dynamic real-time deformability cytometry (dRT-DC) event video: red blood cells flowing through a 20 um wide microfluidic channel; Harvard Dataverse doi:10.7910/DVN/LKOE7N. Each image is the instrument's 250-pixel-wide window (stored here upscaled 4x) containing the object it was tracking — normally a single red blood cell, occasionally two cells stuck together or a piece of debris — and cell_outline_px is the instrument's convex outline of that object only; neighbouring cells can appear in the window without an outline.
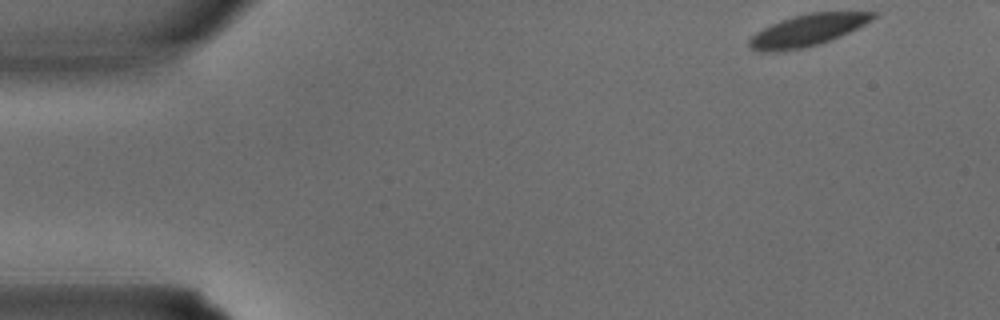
{"species": "common noctule bat (a hibernating species)", "species_latin": "Nyctalus noctula", "temperature_condition": "warm", "stored_images_in_passage": 4, "camera_frame_rate_fps": 3000, "um_per_image_px": 0.085, "animal": {"sex": "male", "body_mass_g": 15.6}, "frame": {"image": 1, "passage_image": 1, "time_ms": 0.0, "image_size_px": [1000, 320], "cell_outline_px": [[876, 16], [872, 20], [832, 40], [820, 44], [804, 48], [780, 52], [760, 52], [752, 48], [748, 44], [748, 40], [756, 32], [780, 20], [792, 16], [812, 12], [876, 12]], "centroid_in_image_um": [68.6, 2.59], "position_along_channel_um": 16.4, "area_um2": 22.83}}